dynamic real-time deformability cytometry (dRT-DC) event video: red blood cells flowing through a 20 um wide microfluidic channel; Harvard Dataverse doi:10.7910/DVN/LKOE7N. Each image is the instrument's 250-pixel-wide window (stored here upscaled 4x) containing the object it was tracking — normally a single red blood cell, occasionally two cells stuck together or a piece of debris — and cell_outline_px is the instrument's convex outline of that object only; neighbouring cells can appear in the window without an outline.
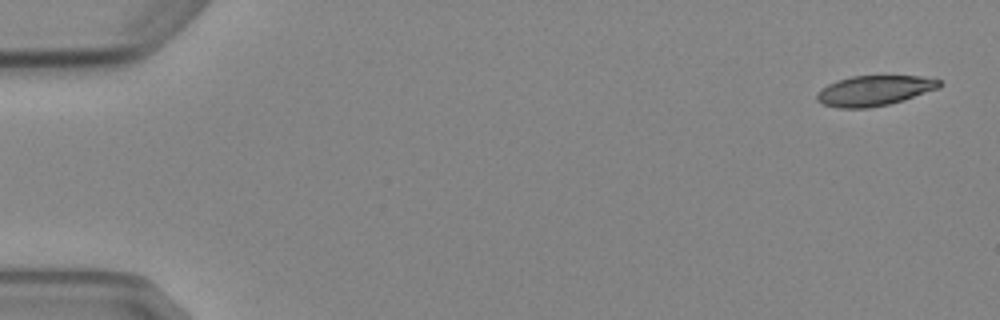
{"species": "Egyptian fruit bat (a non-hibernating species)", "species_latin": "Rousettus aegyptiacus", "temperature_condition": "cold", "stored_images_in_passage": 5, "camera_frame_rate_fps": 3000, "um_per_image_px": 0.085, "animal": {"sex": "female"}, "frame": {"image": 1, "passage_image": 1, "time_ms": 0.0, "image_size_px": [1000, 320], "cell_outline_px": [[944, 84], [940, 88], [904, 100], [888, 104], [868, 108], [836, 108], [820, 104], [816, 100], [816, 92], [820, 88], [828, 84], [852, 76], [920, 76], [940, 80]], "centroid_in_image_um": [74.3, 7.71], "position_along_channel_um": 10.7, "area_um2": 21.79}}